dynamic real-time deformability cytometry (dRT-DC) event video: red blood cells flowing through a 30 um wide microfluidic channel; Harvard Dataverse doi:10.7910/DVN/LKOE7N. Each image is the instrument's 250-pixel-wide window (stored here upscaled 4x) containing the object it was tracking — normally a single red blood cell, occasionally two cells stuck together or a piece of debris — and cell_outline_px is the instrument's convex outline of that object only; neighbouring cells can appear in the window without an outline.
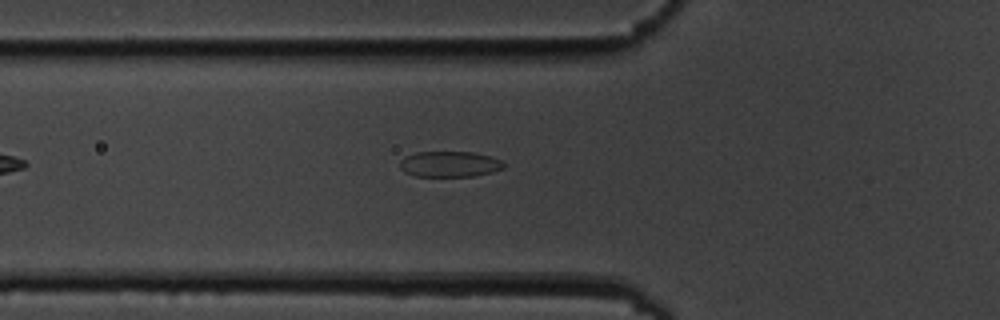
{"species": "common noctule bat (a hibernating species)", "species_latin": "Nyctalus noctula", "temperature_condition": "cold", "stored_images_in_passage": 6, "camera_frame_rate_fps": 3000, "um_per_image_px": 0.085, "animal": {"sex": "male", "body_mass_g": 19.5, "forearm_length_mm": 54.6}, "frame": {"image": 1, "passage_image": 6, "time_ms": 6.667, "image_size_px": [1000, 320], "cell_outline_px": [[504, 168], [492, 172], [472, 176], [416, 176], [404, 172], [400, 168], [400, 160], [404, 156], [416, 152], [472, 152], [504, 160]], "centroid_in_image_um": [38.21, 13.95], "position_along_channel_um": 87.6, "area_um2": 15.61}}